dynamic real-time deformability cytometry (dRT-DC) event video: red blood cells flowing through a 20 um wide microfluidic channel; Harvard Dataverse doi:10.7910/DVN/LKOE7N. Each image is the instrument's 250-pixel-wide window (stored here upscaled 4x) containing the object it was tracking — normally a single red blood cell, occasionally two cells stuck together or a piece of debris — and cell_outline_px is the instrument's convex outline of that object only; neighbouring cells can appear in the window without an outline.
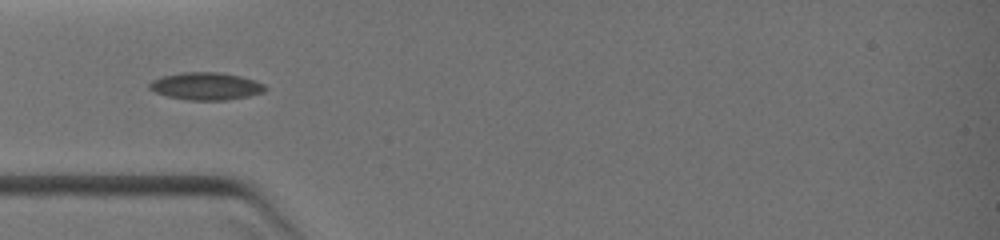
{"species": "common noctule bat (a hibernating species)", "species_latin": "Nyctalus noctula", "temperature_condition": "warm", "stored_images_in_passage": 6, "camera_frame_rate_fps": 3000, "um_per_image_px": 0.085, "animal": {"sex": "female", "body_mass_g": 19.0, "forearm_length_mm": 51.5}, "frame": {"image": 1, "passage_image": 3, "time_ms": 2.0, "image_size_px": [1000, 240], "cell_outline_px": [[268, 88], [264, 92], [248, 96], [224, 100], [188, 100], [168, 96], [156, 92], [148, 88], [148, 84], [152, 80], [164, 76], [180, 72], [220, 72], [240, 76], [264, 84]], "centroid_in_image_um": [17.51, 7.32], "position_along_channel_um": 67.5, "area_um2": 18.44}}
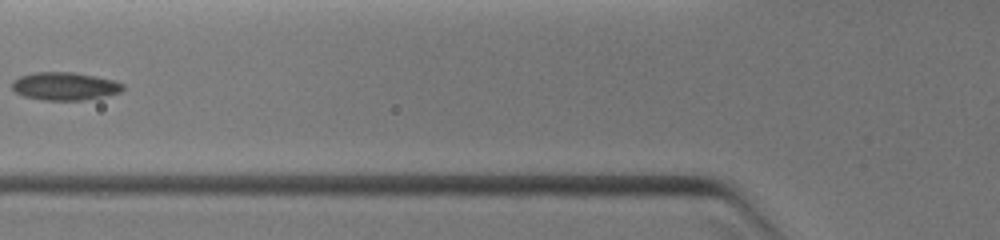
{"frame": {"image": 2, "passage_image": 4, "time_ms": 3.0, "image_size_px": [1000, 240], "cell_outline_px": [[124, 88], [120, 92], [104, 96], [84, 100], [44, 100], [24, 96], [16, 92], [12, 88], [12, 80], [20, 76], [36, 72], [76, 72], [96, 76], [112, 80], [124, 84]], "centroid_in_image_um": [5.5, 7.32], "position_along_channel_um": 120.3, "area_um2": 18.03}}
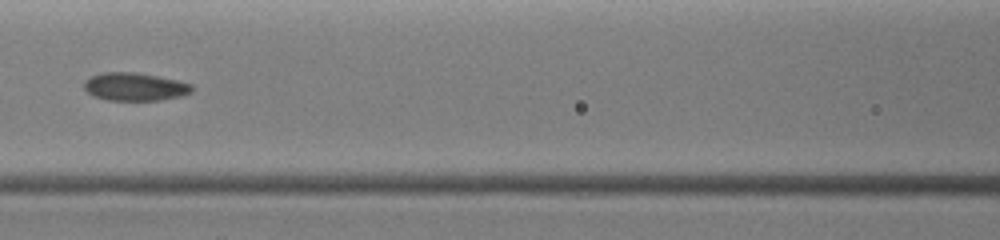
{"frame": {"image": 3, "passage_image": 5, "time_ms": 3.667, "image_size_px": [1000, 240], "cell_outline_px": [[192, 92], [180, 96], [160, 100], [108, 100], [92, 96], [84, 88], [84, 80], [100, 72], [136, 72], [176, 80], [192, 84]], "centroid_in_image_um": [11.43, 7.37], "position_along_channel_um": 155.2, "area_um2": 17.57}}